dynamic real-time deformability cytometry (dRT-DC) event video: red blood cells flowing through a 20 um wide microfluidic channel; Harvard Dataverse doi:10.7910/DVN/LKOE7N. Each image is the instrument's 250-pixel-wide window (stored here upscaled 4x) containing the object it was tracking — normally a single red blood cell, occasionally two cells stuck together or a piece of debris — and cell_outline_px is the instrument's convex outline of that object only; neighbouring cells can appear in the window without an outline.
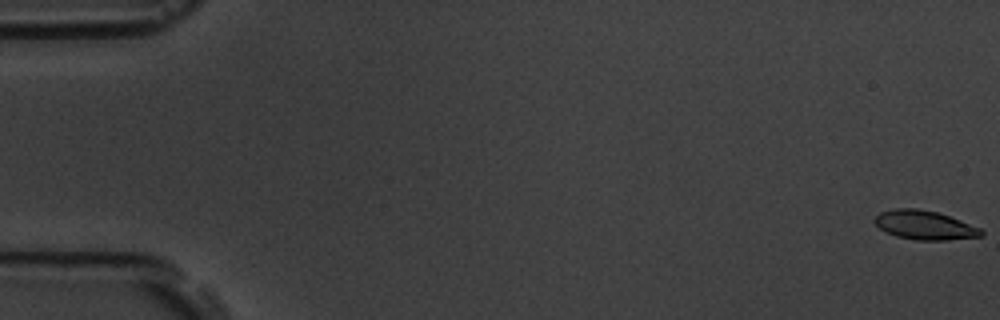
{"species": "common noctule bat (a hibernating species)", "species_latin": "Nyctalus noctula", "temperature_condition": "room temperature", "stored_images_in_passage": 6, "camera_frame_rate_fps": 3000, "um_per_image_px": 0.085, "animal": {"sex": "male", "body_mass_g": 19.5, "forearm_length_mm": 54.6}, "frame": {"image": 1, "passage_image": 1, "time_ms": 0.0, "image_size_px": [1000, 320], "cell_outline_px": [[984, 236], [948, 240], [916, 240], [896, 236], [880, 228], [872, 220], [880, 212], [896, 208], [916, 208], [936, 212], [960, 220], [980, 228], [984, 232]], "centroid_in_image_um": [78.6, 19.14], "position_along_channel_um": 6.4, "area_um2": 17.92}}
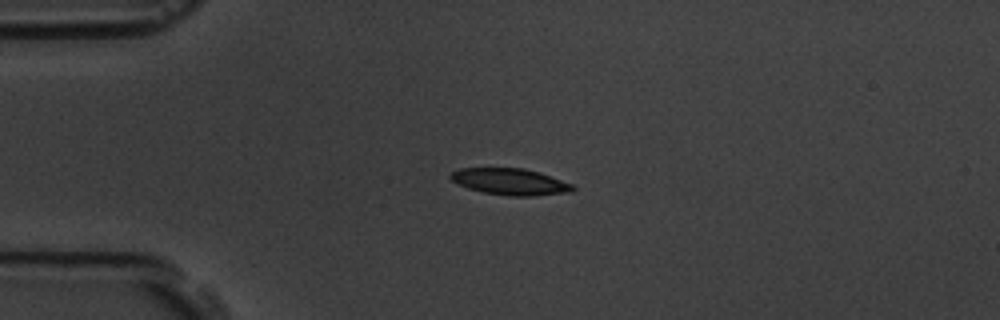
{"frame": {"image": 2, "passage_image": 5, "time_ms": 4.667, "image_size_px": [1000, 320], "cell_outline_px": [[576, 188], [572, 192], [532, 196], [508, 196], [484, 192], [468, 188], [452, 180], [448, 176], [452, 172], [460, 168], [524, 168], [540, 172], [572, 184]], "centroid_in_image_um": [43.39, 15.44], "position_along_channel_um": 41.6, "area_um2": 18.84}}